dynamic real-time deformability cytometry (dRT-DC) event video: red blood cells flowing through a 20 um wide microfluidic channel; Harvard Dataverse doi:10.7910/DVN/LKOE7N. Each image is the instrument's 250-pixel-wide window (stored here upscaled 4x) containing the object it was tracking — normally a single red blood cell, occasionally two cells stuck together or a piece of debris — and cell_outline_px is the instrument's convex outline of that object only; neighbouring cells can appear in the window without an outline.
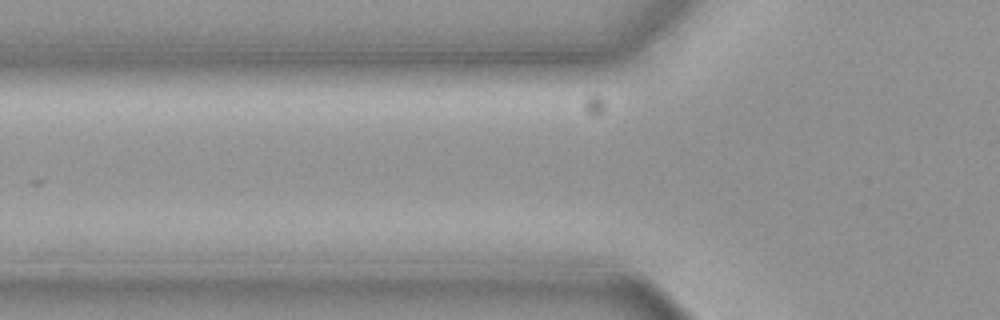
{"species": "common noctule bat (a hibernating species)", "species_latin": "Nyctalus noctula", "temperature_condition": "cold", "stored_images_in_passage": 4, "camera_frame_rate_fps": 3000, "um_per_image_px": 0.085, "animal": {"sex": "female", "body_mass_g": 19.3, "forearm_length_mm": 54.1}, "frame": {"image": 1, "passage_image": 2, "time_ms": 0.333, "image_size_px": [1000, 320], "cell_outline_px": [[572, 200], [564, 208], [452, 208], [388, 200], [392, 196], [400, 192], [528, 192], [568, 196]], "centroid_in_image_um": [41.16, 16.98], "position_along_channel_um": 84.6, "area_um2": 18.15}}